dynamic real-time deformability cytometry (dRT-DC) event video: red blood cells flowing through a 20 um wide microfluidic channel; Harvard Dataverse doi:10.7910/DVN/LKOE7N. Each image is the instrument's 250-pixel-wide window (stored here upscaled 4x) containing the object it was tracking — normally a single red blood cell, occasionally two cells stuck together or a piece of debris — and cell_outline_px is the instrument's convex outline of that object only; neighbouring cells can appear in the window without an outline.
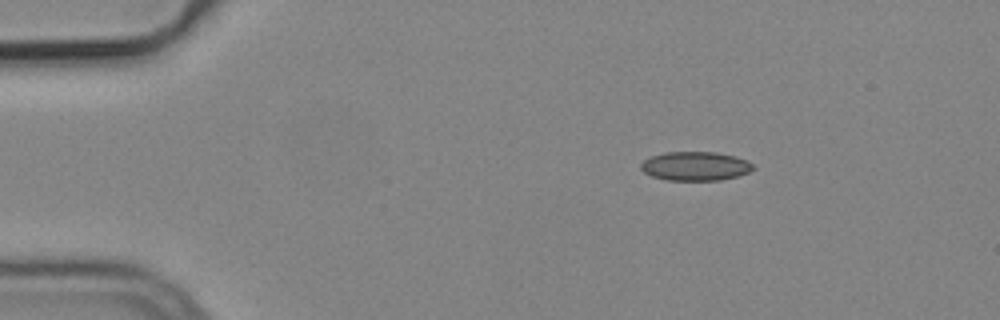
{"species": "common noctule bat (a hibernating species)", "species_latin": "Nyctalus noctula", "temperature_condition": "cold", "stored_images_in_passage": 2, "camera_frame_rate_fps": 3000, "um_per_image_px": 0.085, "animal": {"sex": "male", "body_mass_g": 19.2, "forearm_length_mm": 51.8}, "frame": {"image": 1, "passage_image": 1, "time_ms": 0.0, "image_size_px": [1000, 320], "cell_outline_px": [[756, 168], [748, 172], [736, 176], [720, 180], [668, 180], [652, 176], [644, 172], [640, 168], [640, 164], [644, 160], [652, 156], [664, 152], [716, 152], [736, 156], [748, 160]], "centroid_in_image_um": [59.11, 14.11], "position_along_channel_um": 25.9, "area_um2": 18.96}}